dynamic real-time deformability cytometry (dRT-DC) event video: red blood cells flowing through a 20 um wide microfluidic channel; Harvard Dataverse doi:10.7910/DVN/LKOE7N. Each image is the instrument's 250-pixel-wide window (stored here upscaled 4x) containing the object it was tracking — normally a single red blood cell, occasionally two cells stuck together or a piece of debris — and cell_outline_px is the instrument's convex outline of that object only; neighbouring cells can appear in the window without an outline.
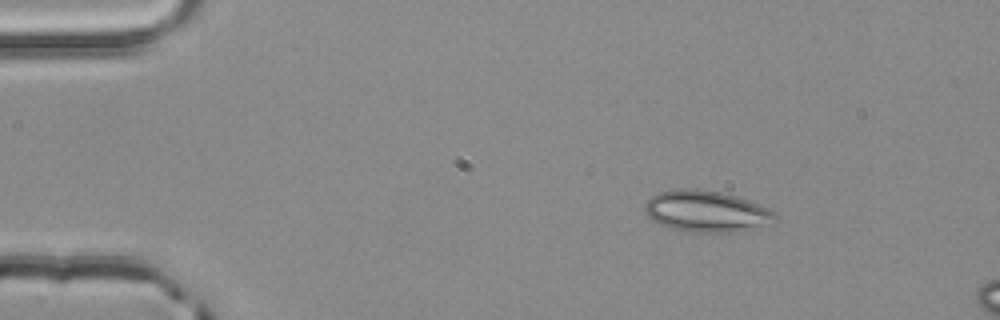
{"species": "common noctule bat (a hibernating species)", "species_latin": "Nyctalus noctula", "temperature_condition": "room temperature", "stored_images_in_passage": 3, "camera_frame_rate_fps": 3000, "um_per_image_px": 0.085, "animal": {"sex": "male", "body_mass_g": 20.4}, "frame": {"image": 1, "passage_image": 1, "time_ms": 0.0, "image_size_px": [1000, 320], "cell_outline_px": [[776, 220], [740, 232], [684, 232], [668, 228], [652, 220], [644, 212], [644, 204], [652, 196], [660, 192], [680, 188], [696, 188], [724, 192], [748, 200], [768, 208], [776, 212]], "centroid_in_image_um": [60.0, 17.96], "position_along_channel_um": 25.0, "area_um2": 31.62}}